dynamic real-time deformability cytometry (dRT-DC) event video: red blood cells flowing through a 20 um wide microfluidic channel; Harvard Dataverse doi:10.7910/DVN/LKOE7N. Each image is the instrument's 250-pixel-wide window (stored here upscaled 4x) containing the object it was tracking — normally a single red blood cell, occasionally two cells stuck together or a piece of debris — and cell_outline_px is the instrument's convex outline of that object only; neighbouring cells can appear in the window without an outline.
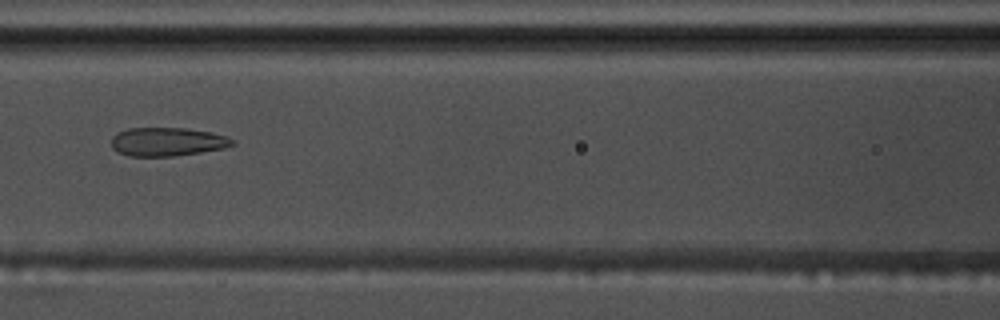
{"species": "common noctule bat (a hibernating species)", "species_latin": "Nyctalus noctula", "temperature_condition": "warm", "stored_images_in_passage": 55, "camera_frame_rate_fps": 3000, "um_per_image_px": 0.085, "animal": {"sex": "male", "body_mass_g": 17.5, "forearm_length_mm": 52.3}, "frame": {"image": 1, "passage_image": 25, "time_ms": 8.0, "image_size_px": [1000, 320], "cell_outline_px": [[236, 144], [224, 148], [200, 152], [172, 156], [128, 156], [116, 152], [112, 148], [112, 136], [116, 132], [128, 128], [188, 128], [212, 132], [228, 136], [236, 140]], "centroid_in_image_um": [14.24, 12.04], "position_along_channel_um": 152.4, "area_um2": 20.46}}
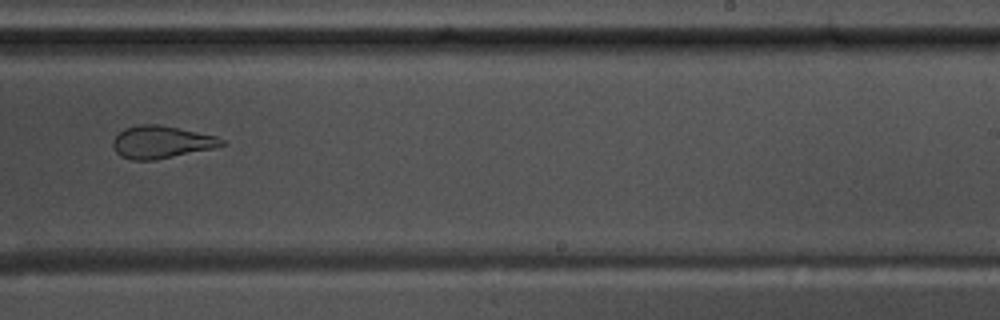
{"frame": {"image": 2, "passage_image": 35, "time_ms": 11.333, "image_size_px": [1000, 320], "cell_outline_px": [[228, 144], [212, 148], [156, 160], [132, 160], [120, 156], [116, 152], [112, 144], [112, 140], [124, 128], [136, 124], [160, 124], [216, 136], [224, 140]], "centroid_in_image_um": [13.69, 12.07], "position_along_channel_um": 275.3, "area_um2": 20.63}}
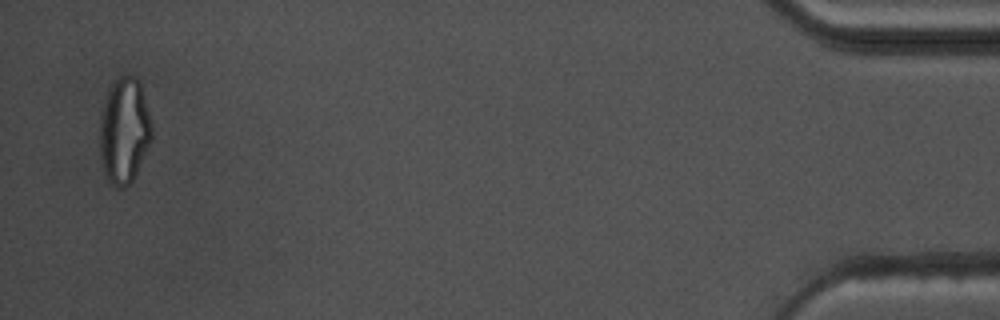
{"frame": {"image": 3, "passage_image": 54, "time_ms": 17.667, "image_size_px": [1000, 320], "cell_outline_px": [[152, 140], [132, 180], [124, 188], [120, 188], [112, 184], [104, 176], [100, 156], [100, 112], [108, 88], [120, 76], [136, 76], [140, 80], [152, 124]], "centroid_in_image_um": [10.55, 11.09], "position_along_channel_um": 424.6, "area_um2": 32.37}, "authors_computed_cell_mechanics": {"area_um2": 24.5072, "velocity_mm_per_s": 3.6987, "shape_relaxation_time_tau1_ms": null, "shape_relaxation_time_tau2_ms": 1.6008, "deformation_change_tau1": null, "deformation_change_tau2": 0.0846}}